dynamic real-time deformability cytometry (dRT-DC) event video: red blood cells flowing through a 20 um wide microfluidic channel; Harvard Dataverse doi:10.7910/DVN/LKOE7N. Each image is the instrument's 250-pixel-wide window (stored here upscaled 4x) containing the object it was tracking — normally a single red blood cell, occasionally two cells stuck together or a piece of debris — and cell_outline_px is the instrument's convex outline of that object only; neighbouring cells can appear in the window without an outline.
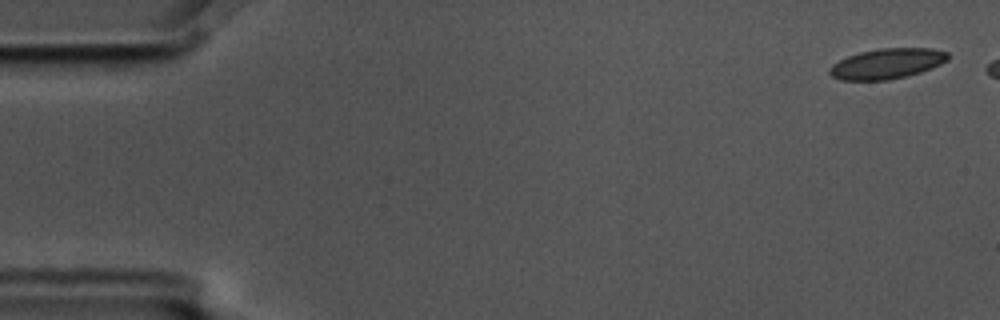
{"species": "common noctule bat (a hibernating species)", "species_latin": "Nyctalus noctula", "temperature_condition": "cold", "stored_images_in_passage": 5, "camera_frame_rate_fps": 3000, "um_per_image_px": 0.085, "animal": {"sex": "male", "body_mass_g": 17.5, "forearm_length_mm": 52.3}, "frame": {"image": 1, "passage_image": 1, "time_ms": 0.0, "image_size_px": [1000, 320], "cell_outline_px": [[948, 60], [932, 68], [920, 72], [888, 80], [840, 80], [832, 76], [828, 72], [828, 68], [832, 64], [848, 56], [860, 52], [880, 48], [932, 48], [948, 52]], "centroid_in_image_um": [75.38, 5.4], "position_along_channel_um": 9.6, "area_um2": 20.87}}